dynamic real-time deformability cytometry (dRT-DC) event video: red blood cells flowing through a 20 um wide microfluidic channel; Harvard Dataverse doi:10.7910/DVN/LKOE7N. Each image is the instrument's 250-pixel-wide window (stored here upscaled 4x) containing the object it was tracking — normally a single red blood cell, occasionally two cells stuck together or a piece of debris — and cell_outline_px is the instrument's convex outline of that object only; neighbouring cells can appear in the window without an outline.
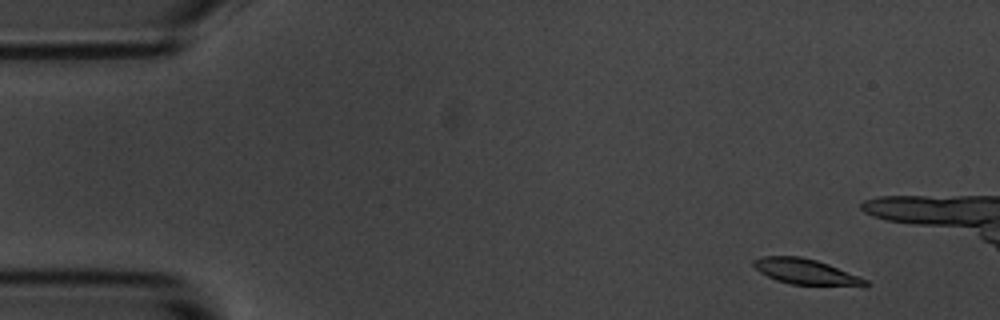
{"species": "common noctule bat (a hibernating species)", "species_latin": "Nyctalus noctula", "temperature_condition": "room temperature", "stored_images_in_passage": 6, "camera_frame_rate_fps": 3000, "um_per_image_px": 0.085, "animal": {"sex": "male", "body_mass_g": 20.1, "forearm_length_mm": 53.5}, "frame": {"image": 1, "passage_image": 2, "time_ms": 1.333, "image_size_px": [1000, 320], "cell_outline_px": [[872, 284], [864, 288], [792, 284], [776, 280], [760, 272], [752, 264], [752, 260], [764, 256], [800, 256], [816, 260], [828, 264], [868, 280]], "centroid_in_image_um": [68.6, 23.13], "position_along_channel_um": 16.4, "area_um2": 17.05}}